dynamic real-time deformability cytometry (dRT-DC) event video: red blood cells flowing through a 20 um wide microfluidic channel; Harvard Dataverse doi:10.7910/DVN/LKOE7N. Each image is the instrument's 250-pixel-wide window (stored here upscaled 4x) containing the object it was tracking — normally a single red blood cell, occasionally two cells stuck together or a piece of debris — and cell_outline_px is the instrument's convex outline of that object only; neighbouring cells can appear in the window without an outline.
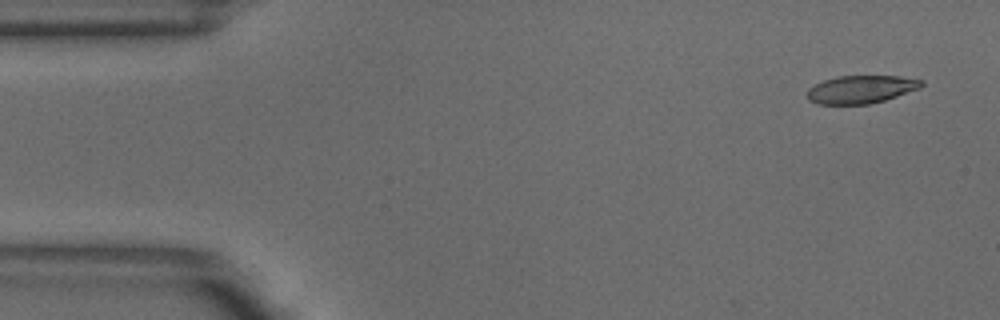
{"species": "common noctule bat (a hibernating species)", "species_latin": "Nyctalus noctula", "temperature_condition": "warm", "stored_images_in_passage": 4, "camera_frame_rate_fps": 3000, "um_per_image_px": 0.085, "animal": {"sex": "male", "body_mass_g": 18.8}, "frame": {"image": 1, "passage_image": 1, "time_ms": 0.0, "image_size_px": [1000, 320], "cell_outline_px": [[924, 84], [920, 88], [884, 100], [868, 104], [816, 104], [808, 100], [808, 88], [824, 80], [840, 76], [900, 76], [924, 80]], "centroid_in_image_um": [73.2, 7.59], "position_along_channel_um": 11.8, "area_um2": 18.5}}
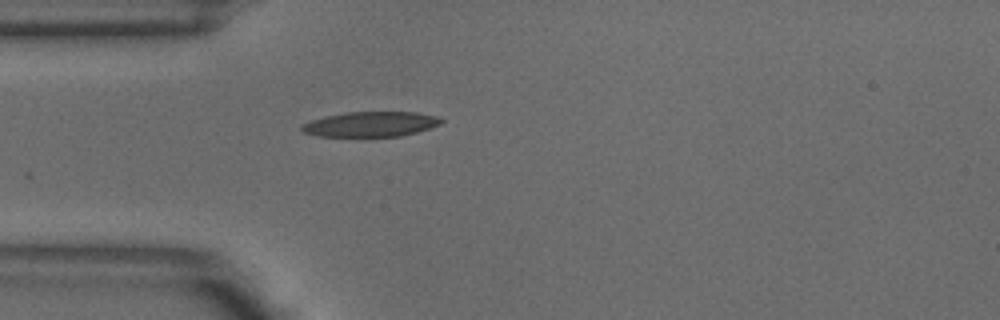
{"frame": {"image": 2, "passage_image": 4, "time_ms": 1.0, "image_size_px": [1000, 320], "cell_outline_px": [[444, 120], [440, 124], [416, 132], [400, 136], [320, 136], [304, 132], [300, 128], [300, 124], [324, 116], [344, 112], [416, 112], [436, 116]], "centroid_in_image_um": [31.48, 10.54], "position_along_channel_um": 53.5, "area_um2": 20.23}}